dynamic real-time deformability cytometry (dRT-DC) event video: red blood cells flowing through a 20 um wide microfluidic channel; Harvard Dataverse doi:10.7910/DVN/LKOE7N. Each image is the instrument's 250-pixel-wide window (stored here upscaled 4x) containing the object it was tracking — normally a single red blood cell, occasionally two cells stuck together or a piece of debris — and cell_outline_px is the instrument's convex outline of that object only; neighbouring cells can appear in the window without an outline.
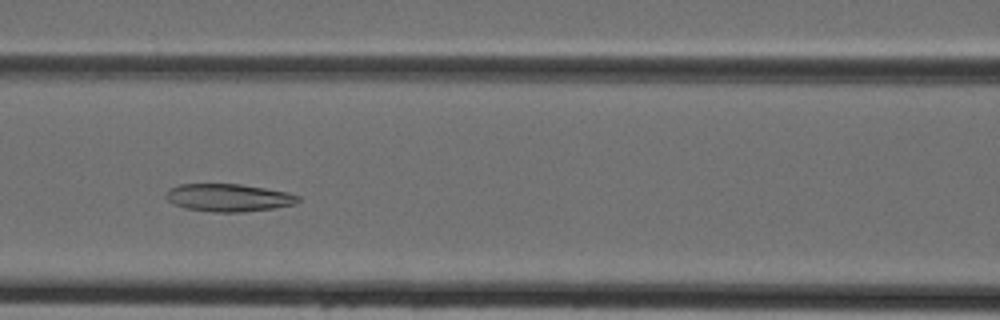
{"species": "Egyptian fruit bat (a non-hibernating species)", "species_latin": "Rousettus aegyptiacus", "temperature_condition": "cold", "stored_images_in_passage": 31, "camera_frame_rate_fps": 3000, "um_per_image_px": 0.085, "animal": {"sex": "female"}, "frame": {"image": 1, "passage_image": 6, "time_ms": 1.667, "image_size_px": [1000, 320], "cell_outline_px": [[300, 200], [292, 204], [272, 208], [240, 212], [212, 212], [184, 208], [172, 204], [164, 196], [168, 188], [180, 184], [240, 184], [288, 192], [300, 196]], "centroid_in_image_um": [19.36, 16.8], "position_along_channel_um": 147.2, "area_um2": 21.33}}
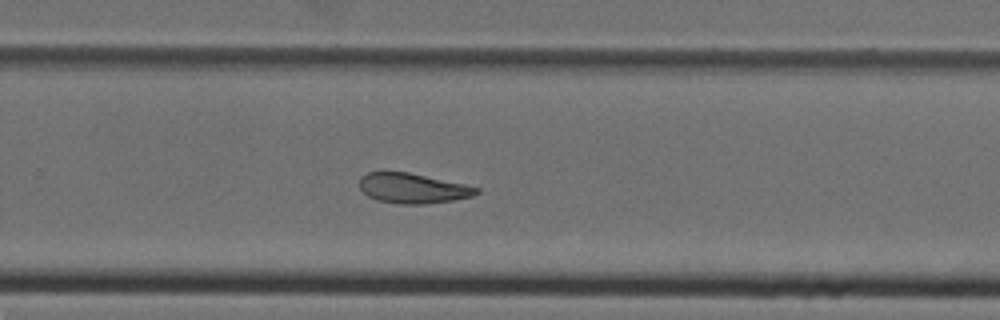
{"frame": {"image": 2, "passage_image": 16, "time_ms": 5.0, "image_size_px": [1000, 320], "cell_outline_px": [[480, 192], [472, 196], [452, 200], [424, 204], [400, 204], [376, 200], [368, 196], [360, 188], [360, 176], [368, 172], [408, 172], [464, 184], [480, 188]], "centroid_in_image_um": [35.07, 16.0], "position_along_channel_um": 294.7, "area_um2": 20.35}}
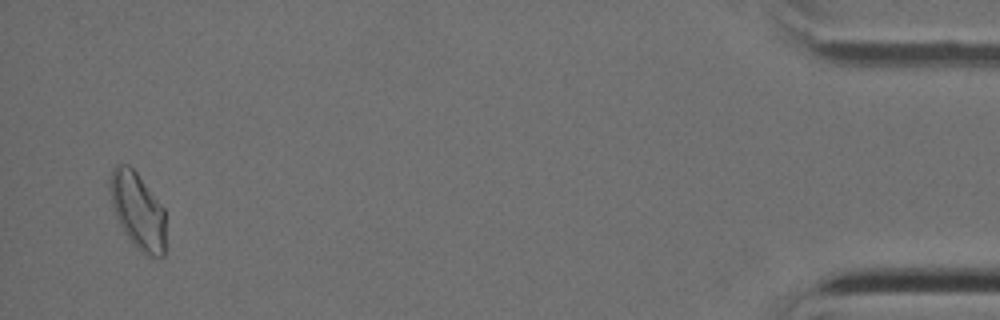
{"frame": {"image": 3, "passage_image": 30, "time_ms": 9.667, "image_size_px": [1000, 320], "cell_outline_px": [[164, 256], [144, 256], [136, 248], [124, 232], [116, 216], [112, 204], [108, 180], [112, 168], [116, 164], [128, 164], [136, 172], [164, 208]], "centroid_in_image_um": [11.68, 17.9], "position_along_channel_um": 423.5, "area_um2": 24.74}}